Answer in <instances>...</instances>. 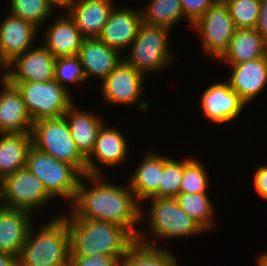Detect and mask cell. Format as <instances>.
Returning a JSON list of instances; mask_svg holds the SVG:
<instances>
[{"label":"cell","instance_id":"obj_36","mask_svg":"<svg viewBox=\"0 0 267 266\" xmlns=\"http://www.w3.org/2000/svg\"><path fill=\"white\" fill-rule=\"evenodd\" d=\"M218 0H180L184 16L193 25Z\"/></svg>","mask_w":267,"mask_h":266},{"label":"cell","instance_id":"obj_29","mask_svg":"<svg viewBox=\"0 0 267 266\" xmlns=\"http://www.w3.org/2000/svg\"><path fill=\"white\" fill-rule=\"evenodd\" d=\"M176 200L181 207L204 231L214 226L212 201L207 193H179Z\"/></svg>","mask_w":267,"mask_h":266},{"label":"cell","instance_id":"obj_12","mask_svg":"<svg viewBox=\"0 0 267 266\" xmlns=\"http://www.w3.org/2000/svg\"><path fill=\"white\" fill-rule=\"evenodd\" d=\"M54 66L52 53L44 45H40L28 49L7 65V81L49 82L54 80Z\"/></svg>","mask_w":267,"mask_h":266},{"label":"cell","instance_id":"obj_8","mask_svg":"<svg viewBox=\"0 0 267 266\" xmlns=\"http://www.w3.org/2000/svg\"><path fill=\"white\" fill-rule=\"evenodd\" d=\"M151 235L172 239L204 233V230L179 206L176 198H148Z\"/></svg>","mask_w":267,"mask_h":266},{"label":"cell","instance_id":"obj_13","mask_svg":"<svg viewBox=\"0 0 267 266\" xmlns=\"http://www.w3.org/2000/svg\"><path fill=\"white\" fill-rule=\"evenodd\" d=\"M201 110L204 116L216 124H224L240 116L246 104L230 88L229 82L214 83L201 97Z\"/></svg>","mask_w":267,"mask_h":266},{"label":"cell","instance_id":"obj_3","mask_svg":"<svg viewBox=\"0 0 267 266\" xmlns=\"http://www.w3.org/2000/svg\"><path fill=\"white\" fill-rule=\"evenodd\" d=\"M32 228L17 258L18 266H67L71 254L70 232L62 214L37 233Z\"/></svg>","mask_w":267,"mask_h":266},{"label":"cell","instance_id":"obj_16","mask_svg":"<svg viewBox=\"0 0 267 266\" xmlns=\"http://www.w3.org/2000/svg\"><path fill=\"white\" fill-rule=\"evenodd\" d=\"M232 73L228 79L230 88L247 105L267 85V54L259 59L230 65Z\"/></svg>","mask_w":267,"mask_h":266},{"label":"cell","instance_id":"obj_6","mask_svg":"<svg viewBox=\"0 0 267 266\" xmlns=\"http://www.w3.org/2000/svg\"><path fill=\"white\" fill-rule=\"evenodd\" d=\"M170 30L157 25L141 22L137 37L131 43L130 56L123 60L137 71L143 73L159 71L172 62V53L168 48ZM171 53V54H170Z\"/></svg>","mask_w":267,"mask_h":266},{"label":"cell","instance_id":"obj_20","mask_svg":"<svg viewBox=\"0 0 267 266\" xmlns=\"http://www.w3.org/2000/svg\"><path fill=\"white\" fill-rule=\"evenodd\" d=\"M113 1L76 0L66 12L83 38H98L114 8Z\"/></svg>","mask_w":267,"mask_h":266},{"label":"cell","instance_id":"obj_35","mask_svg":"<svg viewBox=\"0 0 267 266\" xmlns=\"http://www.w3.org/2000/svg\"><path fill=\"white\" fill-rule=\"evenodd\" d=\"M125 255H102L92 257H69L67 266H116Z\"/></svg>","mask_w":267,"mask_h":266},{"label":"cell","instance_id":"obj_34","mask_svg":"<svg viewBox=\"0 0 267 266\" xmlns=\"http://www.w3.org/2000/svg\"><path fill=\"white\" fill-rule=\"evenodd\" d=\"M183 176V160L176 161L174 158H168L161 174L158 188V198H175L179 194Z\"/></svg>","mask_w":267,"mask_h":266},{"label":"cell","instance_id":"obj_21","mask_svg":"<svg viewBox=\"0 0 267 266\" xmlns=\"http://www.w3.org/2000/svg\"><path fill=\"white\" fill-rule=\"evenodd\" d=\"M30 213L6 207L0 211V252L19 257L33 225Z\"/></svg>","mask_w":267,"mask_h":266},{"label":"cell","instance_id":"obj_18","mask_svg":"<svg viewBox=\"0 0 267 266\" xmlns=\"http://www.w3.org/2000/svg\"><path fill=\"white\" fill-rule=\"evenodd\" d=\"M119 53L99 38H84L77 56L87 80L98 77L103 81L122 62Z\"/></svg>","mask_w":267,"mask_h":266},{"label":"cell","instance_id":"obj_10","mask_svg":"<svg viewBox=\"0 0 267 266\" xmlns=\"http://www.w3.org/2000/svg\"><path fill=\"white\" fill-rule=\"evenodd\" d=\"M192 27L200 34L206 54L216 59L228 49L233 33L237 29L222 0L212 5Z\"/></svg>","mask_w":267,"mask_h":266},{"label":"cell","instance_id":"obj_39","mask_svg":"<svg viewBox=\"0 0 267 266\" xmlns=\"http://www.w3.org/2000/svg\"><path fill=\"white\" fill-rule=\"evenodd\" d=\"M0 266H18L17 258L13 255L0 252Z\"/></svg>","mask_w":267,"mask_h":266},{"label":"cell","instance_id":"obj_17","mask_svg":"<svg viewBox=\"0 0 267 266\" xmlns=\"http://www.w3.org/2000/svg\"><path fill=\"white\" fill-rule=\"evenodd\" d=\"M35 25L10 13L0 23V58L8 65L33 46L38 30Z\"/></svg>","mask_w":267,"mask_h":266},{"label":"cell","instance_id":"obj_9","mask_svg":"<svg viewBox=\"0 0 267 266\" xmlns=\"http://www.w3.org/2000/svg\"><path fill=\"white\" fill-rule=\"evenodd\" d=\"M3 199L6 208L35 212L53 199L41 180L27 167L18 169L2 179Z\"/></svg>","mask_w":267,"mask_h":266},{"label":"cell","instance_id":"obj_1","mask_svg":"<svg viewBox=\"0 0 267 266\" xmlns=\"http://www.w3.org/2000/svg\"><path fill=\"white\" fill-rule=\"evenodd\" d=\"M82 178L90 180L92 186L87 187L80 180L73 207L68 215L62 216L112 222L125 228L136 239L139 229L135 224L143 218L144 211L130 185L124 188L104 182L101 175H83Z\"/></svg>","mask_w":267,"mask_h":266},{"label":"cell","instance_id":"obj_30","mask_svg":"<svg viewBox=\"0 0 267 266\" xmlns=\"http://www.w3.org/2000/svg\"><path fill=\"white\" fill-rule=\"evenodd\" d=\"M11 14L32 23L37 28L49 19L55 8L49 0H10Z\"/></svg>","mask_w":267,"mask_h":266},{"label":"cell","instance_id":"obj_24","mask_svg":"<svg viewBox=\"0 0 267 266\" xmlns=\"http://www.w3.org/2000/svg\"><path fill=\"white\" fill-rule=\"evenodd\" d=\"M74 104L68 108L64 116L79 152L87 159L95 147L98 131L104 122L97 114L78 110Z\"/></svg>","mask_w":267,"mask_h":266},{"label":"cell","instance_id":"obj_25","mask_svg":"<svg viewBox=\"0 0 267 266\" xmlns=\"http://www.w3.org/2000/svg\"><path fill=\"white\" fill-rule=\"evenodd\" d=\"M267 54V43L255 28L236 29L230 40L228 49L219 60L229 65L259 59Z\"/></svg>","mask_w":267,"mask_h":266},{"label":"cell","instance_id":"obj_22","mask_svg":"<svg viewBox=\"0 0 267 266\" xmlns=\"http://www.w3.org/2000/svg\"><path fill=\"white\" fill-rule=\"evenodd\" d=\"M57 18L46 29L43 45L52 53L54 58L78 55L84 39L74 21L66 14Z\"/></svg>","mask_w":267,"mask_h":266},{"label":"cell","instance_id":"obj_11","mask_svg":"<svg viewBox=\"0 0 267 266\" xmlns=\"http://www.w3.org/2000/svg\"><path fill=\"white\" fill-rule=\"evenodd\" d=\"M145 75L124 60L101 82V93L107 103L132 105L137 102L140 110L148 109L147 102L140 100ZM140 102H139V100Z\"/></svg>","mask_w":267,"mask_h":266},{"label":"cell","instance_id":"obj_7","mask_svg":"<svg viewBox=\"0 0 267 266\" xmlns=\"http://www.w3.org/2000/svg\"><path fill=\"white\" fill-rule=\"evenodd\" d=\"M22 94L24 104L32 121L63 116L73 104L71 92L57 81L9 82Z\"/></svg>","mask_w":267,"mask_h":266},{"label":"cell","instance_id":"obj_14","mask_svg":"<svg viewBox=\"0 0 267 266\" xmlns=\"http://www.w3.org/2000/svg\"><path fill=\"white\" fill-rule=\"evenodd\" d=\"M120 8L117 9L114 6L98 37L106 45L119 52L124 47L131 46L142 22L141 10Z\"/></svg>","mask_w":267,"mask_h":266},{"label":"cell","instance_id":"obj_26","mask_svg":"<svg viewBox=\"0 0 267 266\" xmlns=\"http://www.w3.org/2000/svg\"><path fill=\"white\" fill-rule=\"evenodd\" d=\"M144 232L139 230L136 241L128 248L123 258L126 266H177L173 253L151 242Z\"/></svg>","mask_w":267,"mask_h":266},{"label":"cell","instance_id":"obj_41","mask_svg":"<svg viewBox=\"0 0 267 266\" xmlns=\"http://www.w3.org/2000/svg\"><path fill=\"white\" fill-rule=\"evenodd\" d=\"M7 69H8L7 64L0 58V78L2 77L0 81H2V86L7 82V77H8ZM2 70H5V71H2Z\"/></svg>","mask_w":267,"mask_h":266},{"label":"cell","instance_id":"obj_43","mask_svg":"<svg viewBox=\"0 0 267 266\" xmlns=\"http://www.w3.org/2000/svg\"><path fill=\"white\" fill-rule=\"evenodd\" d=\"M5 208L4 199H3V182L0 179V211Z\"/></svg>","mask_w":267,"mask_h":266},{"label":"cell","instance_id":"obj_5","mask_svg":"<svg viewBox=\"0 0 267 266\" xmlns=\"http://www.w3.org/2000/svg\"><path fill=\"white\" fill-rule=\"evenodd\" d=\"M26 167L43 183L47 193L73 202L83 174L74 166L59 161L51 155L30 147Z\"/></svg>","mask_w":267,"mask_h":266},{"label":"cell","instance_id":"obj_31","mask_svg":"<svg viewBox=\"0 0 267 266\" xmlns=\"http://www.w3.org/2000/svg\"><path fill=\"white\" fill-rule=\"evenodd\" d=\"M208 174L201 162L194 158L183 160V176L179 193H207Z\"/></svg>","mask_w":267,"mask_h":266},{"label":"cell","instance_id":"obj_37","mask_svg":"<svg viewBox=\"0 0 267 266\" xmlns=\"http://www.w3.org/2000/svg\"><path fill=\"white\" fill-rule=\"evenodd\" d=\"M253 182L256 193L267 200V165L256 168Z\"/></svg>","mask_w":267,"mask_h":266},{"label":"cell","instance_id":"obj_38","mask_svg":"<svg viewBox=\"0 0 267 266\" xmlns=\"http://www.w3.org/2000/svg\"><path fill=\"white\" fill-rule=\"evenodd\" d=\"M257 33L267 43V0L260 1V12L257 26Z\"/></svg>","mask_w":267,"mask_h":266},{"label":"cell","instance_id":"obj_15","mask_svg":"<svg viewBox=\"0 0 267 266\" xmlns=\"http://www.w3.org/2000/svg\"><path fill=\"white\" fill-rule=\"evenodd\" d=\"M104 124L98 131L92 153L86 159L87 175H102L99 166L97 167V163H94L93 156L97 161L99 160L101 165L114 166L124 162L127 159V155H129L126 137H124L123 133L117 130L116 127H105Z\"/></svg>","mask_w":267,"mask_h":266},{"label":"cell","instance_id":"obj_42","mask_svg":"<svg viewBox=\"0 0 267 266\" xmlns=\"http://www.w3.org/2000/svg\"><path fill=\"white\" fill-rule=\"evenodd\" d=\"M258 265L259 266H267V253H261L258 257Z\"/></svg>","mask_w":267,"mask_h":266},{"label":"cell","instance_id":"obj_33","mask_svg":"<svg viewBox=\"0 0 267 266\" xmlns=\"http://www.w3.org/2000/svg\"><path fill=\"white\" fill-rule=\"evenodd\" d=\"M54 80L68 92L69 89L66 86L68 82L71 84L86 82L87 78L79 57L76 55L55 58Z\"/></svg>","mask_w":267,"mask_h":266},{"label":"cell","instance_id":"obj_4","mask_svg":"<svg viewBox=\"0 0 267 266\" xmlns=\"http://www.w3.org/2000/svg\"><path fill=\"white\" fill-rule=\"evenodd\" d=\"M31 134L34 147L87 175L86 158L79 152L64 115L34 121Z\"/></svg>","mask_w":267,"mask_h":266},{"label":"cell","instance_id":"obj_28","mask_svg":"<svg viewBox=\"0 0 267 266\" xmlns=\"http://www.w3.org/2000/svg\"><path fill=\"white\" fill-rule=\"evenodd\" d=\"M141 15L143 22L169 30L184 17L180 0H151Z\"/></svg>","mask_w":267,"mask_h":266},{"label":"cell","instance_id":"obj_2","mask_svg":"<svg viewBox=\"0 0 267 266\" xmlns=\"http://www.w3.org/2000/svg\"><path fill=\"white\" fill-rule=\"evenodd\" d=\"M70 232V257L126 255L136 241L122 226L101 220L65 218Z\"/></svg>","mask_w":267,"mask_h":266},{"label":"cell","instance_id":"obj_32","mask_svg":"<svg viewBox=\"0 0 267 266\" xmlns=\"http://www.w3.org/2000/svg\"><path fill=\"white\" fill-rule=\"evenodd\" d=\"M237 29L256 28L261 0H222Z\"/></svg>","mask_w":267,"mask_h":266},{"label":"cell","instance_id":"obj_40","mask_svg":"<svg viewBox=\"0 0 267 266\" xmlns=\"http://www.w3.org/2000/svg\"><path fill=\"white\" fill-rule=\"evenodd\" d=\"M54 7L68 9L76 0H49Z\"/></svg>","mask_w":267,"mask_h":266},{"label":"cell","instance_id":"obj_44","mask_svg":"<svg viewBox=\"0 0 267 266\" xmlns=\"http://www.w3.org/2000/svg\"><path fill=\"white\" fill-rule=\"evenodd\" d=\"M116 266H126V264L123 260H121Z\"/></svg>","mask_w":267,"mask_h":266},{"label":"cell","instance_id":"obj_23","mask_svg":"<svg viewBox=\"0 0 267 266\" xmlns=\"http://www.w3.org/2000/svg\"><path fill=\"white\" fill-rule=\"evenodd\" d=\"M169 157L147 153L129 181L130 188L139 201L158 198V188L163 165Z\"/></svg>","mask_w":267,"mask_h":266},{"label":"cell","instance_id":"obj_27","mask_svg":"<svg viewBox=\"0 0 267 266\" xmlns=\"http://www.w3.org/2000/svg\"><path fill=\"white\" fill-rule=\"evenodd\" d=\"M31 146V133L0 134V179L26 167Z\"/></svg>","mask_w":267,"mask_h":266},{"label":"cell","instance_id":"obj_19","mask_svg":"<svg viewBox=\"0 0 267 266\" xmlns=\"http://www.w3.org/2000/svg\"><path fill=\"white\" fill-rule=\"evenodd\" d=\"M32 126L22 94L7 81L0 91V134L31 133Z\"/></svg>","mask_w":267,"mask_h":266}]
</instances>
